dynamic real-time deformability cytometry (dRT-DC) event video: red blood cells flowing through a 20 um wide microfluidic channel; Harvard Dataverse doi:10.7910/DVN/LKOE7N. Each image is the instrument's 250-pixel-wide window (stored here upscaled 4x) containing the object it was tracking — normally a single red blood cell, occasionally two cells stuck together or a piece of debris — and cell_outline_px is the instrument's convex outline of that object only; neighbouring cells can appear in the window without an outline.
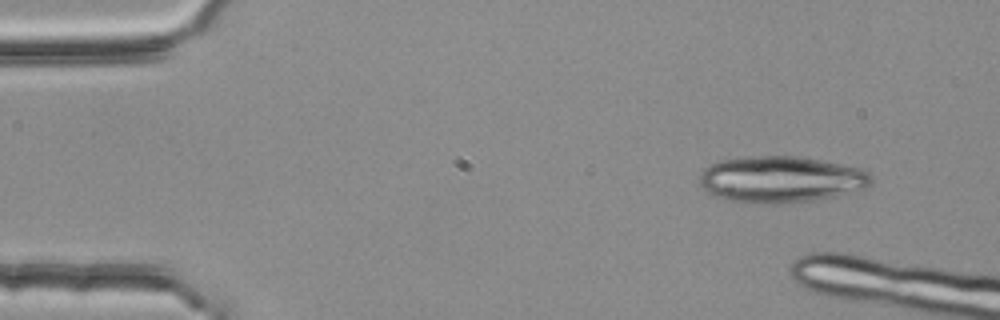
{"species": "common noctule bat (a hibernating species)", "species_latin": "Nyctalus noctula", "temperature_condition": "room temperature", "stored_images_in_passage": 2, "camera_frame_rate_fps": 3000, "um_per_image_px": 0.085, "animal": {"sex": "female", "body_mass_g": 25.1}, "frame": {"image": 1, "passage_image": 1, "time_ms": 0.0, "image_size_px": [1000, 320], "cell_outline_px": [[872, 180], [864, 188], [836, 196], [820, 200], [776, 204], [764, 204], [728, 200], [712, 196], [700, 184], [700, 172], [704, 168], [712, 164], [724, 160], [760, 156], [800, 156], [840, 164], [856, 168], [868, 172], [872, 176]], "centroid_in_image_um": [66.36, 15.26], "position_along_channel_um": 18.6, "area_um2": 46.24}}